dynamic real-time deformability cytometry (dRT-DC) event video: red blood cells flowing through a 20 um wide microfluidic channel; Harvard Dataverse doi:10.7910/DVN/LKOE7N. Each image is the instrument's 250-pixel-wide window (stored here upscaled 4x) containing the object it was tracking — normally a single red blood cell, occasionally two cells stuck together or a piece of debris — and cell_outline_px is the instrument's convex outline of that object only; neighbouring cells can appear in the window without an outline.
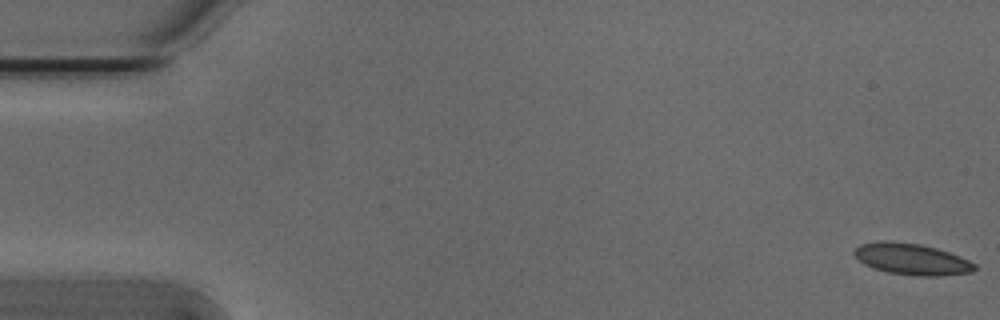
{"species": "Egyptian fruit bat (a non-hibernating species)", "species_latin": "Rousettus aegyptiacus", "temperature_condition": "cold", "stored_images_in_passage": 16, "camera_frame_rate_fps": 3000, "um_per_image_px": 0.085, "animal": {"sex": "male"}, "frame": {"image": 1, "passage_image": 1, "time_ms": 0.0, "image_size_px": [1000, 320], "cell_outline_px": [[976, 268], [972, 272], [940, 276], [916, 276], [888, 272], [872, 268], [864, 264], [852, 252], [860, 244], [880, 240], [888, 240], [920, 244], [936, 248], [960, 256], [976, 264]], "centroid_in_image_um": [77.49, 22.02], "position_along_channel_um": 7.5, "area_um2": 22.08}}